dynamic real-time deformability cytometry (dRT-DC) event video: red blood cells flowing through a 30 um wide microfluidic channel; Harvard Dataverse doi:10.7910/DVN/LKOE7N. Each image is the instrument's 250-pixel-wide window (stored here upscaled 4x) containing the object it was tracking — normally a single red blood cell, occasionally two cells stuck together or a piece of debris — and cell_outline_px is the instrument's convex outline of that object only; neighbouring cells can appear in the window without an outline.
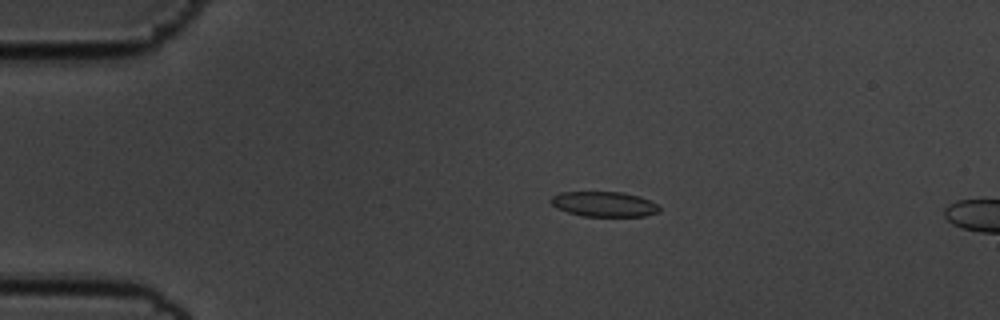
{"species": "common noctule bat (a hibernating species)", "species_latin": "Nyctalus noctula", "temperature_condition": "cold", "stored_images_in_passage": 15, "camera_frame_rate_fps": 3000, "um_per_image_px": 0.085, "animal": {"sex": "male", "body_mass_g": 19.5, "forearm_length_mm": 54.6}, "frame": {"image": 1, "passage_image": 11, "time_ms": 3.333, "image_size_px": [1000, 320], "cell_outline_px": [[660, 212], [644, 216], [580, 216], [556, 208], [548, 200], [552, 196], [560, 192], [620, 192], [640, 196], [660, 204]], "centroid_in_image_um": [51.36, 17.35], "position_along_channel_um": 33.6, "area_um2": 16.07}}